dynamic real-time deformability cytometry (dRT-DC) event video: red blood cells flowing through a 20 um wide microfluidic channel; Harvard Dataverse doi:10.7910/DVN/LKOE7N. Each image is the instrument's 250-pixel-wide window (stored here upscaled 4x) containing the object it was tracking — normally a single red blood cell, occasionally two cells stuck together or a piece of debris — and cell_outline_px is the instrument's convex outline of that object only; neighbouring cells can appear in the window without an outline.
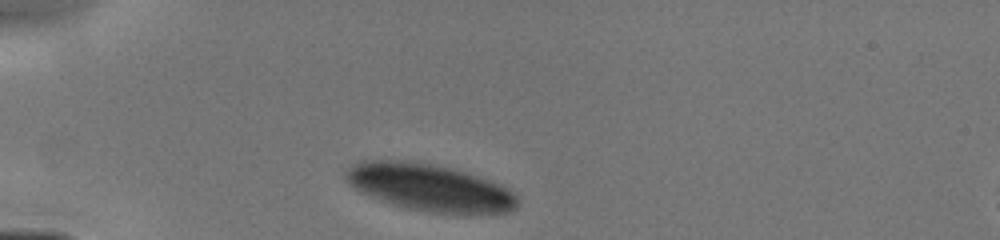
{"species": "human", "species_latin": "Homo sapiens", "temperature_condition": "cold", "stored_images_in_passage": 3, "camera_frame_rate_fps": 3000, "um_per_image_px": 0.085, "donor": {"sex": "male"}, "frame": {"image": 1, "passage_image": 1, "time_ms": 0.0, "image_size_px": [1000, 240], "cell_outline_px": [[520, 204], [516, 208], [508, 212], [428, 212], [408, 208], [392, 204], [380, 200], [360, 192], [344, 176], [344, 172], [352, 164], [360, 160], [408, 160], [452, 168], [488, 180], [516, 192], [520, 200]], "centroid_in_image_um": [36.5, 15.92], "position_along_channel_um": 48.5, "area_um2": 46.64}}